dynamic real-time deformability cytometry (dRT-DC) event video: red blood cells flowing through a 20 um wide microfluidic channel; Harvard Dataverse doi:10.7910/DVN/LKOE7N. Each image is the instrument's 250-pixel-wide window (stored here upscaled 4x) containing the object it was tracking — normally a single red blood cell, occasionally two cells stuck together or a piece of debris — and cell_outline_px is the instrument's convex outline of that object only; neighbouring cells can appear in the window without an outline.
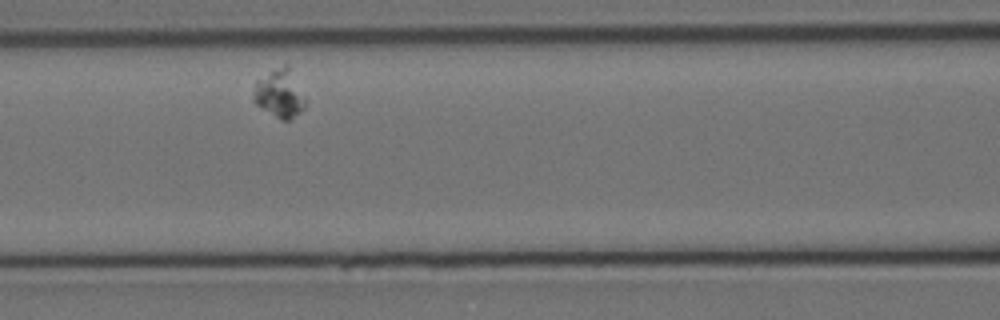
{"species": "Egyptian fruit bat (a non-hibernating species)", "species_latin": "Rousettus aegyptiacus", "temperature_condition": "cold", "stored_images_in_passage": 6, "camera_frame_rate_fps": 3000, "um_per_image_px": 0.085, "animal": {"sex": "female"}, "frame": {"image": 1, "passage_image": 6, "time_ms": 8.667, "image_size_px": [1000, 320], "cell_outline_px": [[304, 108], [300, 112], [288, 120], [280, 120], [256, 104], [252, 100], [256, 80], [284, 64], [288, 64], [304, 96]], "centroid_in_image_um": [23.74, 7.96], "position_along_channel_um": 142.9, "area_um2": 14.28}}